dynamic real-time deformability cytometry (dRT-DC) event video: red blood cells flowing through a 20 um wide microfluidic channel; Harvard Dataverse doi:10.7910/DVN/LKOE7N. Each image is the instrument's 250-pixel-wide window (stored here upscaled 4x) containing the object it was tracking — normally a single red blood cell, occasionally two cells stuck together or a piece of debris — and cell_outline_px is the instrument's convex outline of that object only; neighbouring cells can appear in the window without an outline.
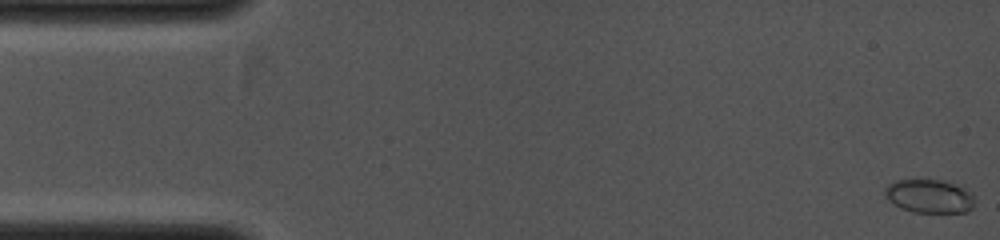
{"species": "common noctule bat (a hibernating species)", "species_latin": "Nyctalus noctula", "temperature_condition": "cold", "stored_images_in_passage": 17, "camera_frame_rate_fps": 4000, "um_per_image_px": 0.085, "animal": {"sex": "female", "body_mass_g": 19.0, "forearm_length_mm": 53.3}, "frame": {"image": 1, "passage_image": 1, "time_ms": 0.0, "image_size_px": [1000, 240], "cell_outline_px": [[976, 204], [968, 212], [912, 212], [900, 208], [892, 204], [884, 196], [884, 188], [888, 184], [896, 180], [940, 180], [964, 188], [972, 192], [976, 200]], "centroid_in_image_um": [78.99, 16.69], "position_along_channel_um": 6.0, "area_um2": 17.8}}
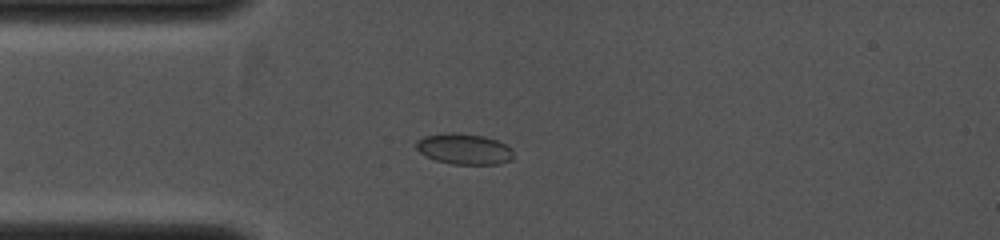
{"frame": {"image": 2, "passage_image": 10, "time_ms": 2.75, "image_size_px": [1000, 240], "cell_outline_px": [[512, 160], [500, 164], [452, 164], [436, 160], [420, 152], [416, 148], [416, 140], [424, 136], [448, 132], [456, 132], [484, 136], [496, 140], [512, 148]], "centroid_in_image_um": [39.45, 12.66], "position_along_channel_um": 45.5, "area_um2": 17.46}}
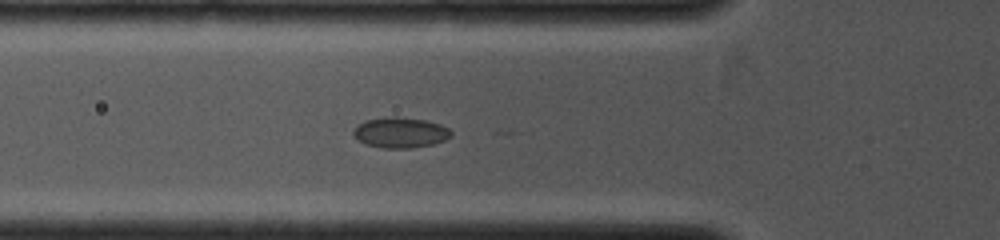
{"frame": {"image": 3, "passage_image": 13, "time_ms": 3.75, "image_size_px": [1000, 240], "cell_outline_px": [[452, 136], [444, 140], [432, 144], [408, 148], [380, 148], [368, 144], [352, 136], [352, 132], [364, 120], [388, 116], [396, 116], [424, 120], [440, 124], [448, 128], [452, 132]], "centroid_in_image_um": [34.03, 11.26], "position_along_channel_um": 91.8, "area_um2": 17.28}}